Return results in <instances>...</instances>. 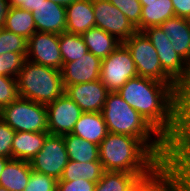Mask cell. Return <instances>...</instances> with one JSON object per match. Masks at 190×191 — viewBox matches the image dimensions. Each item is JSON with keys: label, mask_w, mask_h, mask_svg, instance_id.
I'll list each match as a JSON object with an SVG mask.
<instances>
[{"label": "cell", "mask_w": 190, "mask_h": 191, "mask_svg": "<svg viewBox=\"0 0 190 191\" xmlns=\"http://www.w3.org/2000/svg\"><path fill=\"white\" fill-rule=\"evenodd\" d=\"M175 17L173 2L171 0H156L146 2V6H142L141 20L136 26L137 31L160 26L167 19Z\"/></svg>", "instance_id": "cell-22"}, {"label": "cell", "mask_w": 190, "mask_h": 191, "mask_svg": "<svg viewBox=\"0 0 190 191\" xmlns=\"http://www.w3.org/2000/svg\"><path fill=\"white\" fill-rule=\"evenodd\" d=\"M31 165L28 161L10 159L0 175V186L10 191H23L28 184Z\"/></svg>", "instance_id": "cell-21"}, {"label": "cell", "mask_w": 190, "mask_h": 191, "mask_svg": "<svg viewBox=\"0 0 190 191\" xmlns=\"http://www.w3.org/2000/svg\"><path fill=\"white\" fill-rule=\"evenodd\" d=\"M176 17L190 19V0H171Z\"/></svg>", "instance_id": "cell-37"}, {"label": "cell", "mask_w": 190, "mask_h": 191, "mask_svg": "<svg viewBox=\"0 0 190 191\" xmlns=\"http://www.w3.org/2000/svg\"><path fill=\"white\" fill-rule=\"evenodd\" d=\"M95 27H98L120 42L128 40L137 32L128 18L108 0H93Z\"/></svg>", "instance_id": "cell-11"}, {"label": "cell", "mask_w": 190, "mask_h": 191, "mask_svg": "<svg viewBox=\"0 0 190 191\" xmlns=\"http://www.w3.org/2000/svg\"><path fill=\"white\" fill-rule=\"evenodd\" d=\"M57 181L51 176L32 170L23 191H56Z\"/></svg>", "instance_id": "cell-32"}, {"label": "cell", "mask_w": 190, "mask_h": 191, "mask_svg": "<svg viewBox=\"0 0 190 191\" xmlns=\"http://www.w3.org/2000/svg\"><path fill=\"white\" fill-rule=\"evenodd\" d=\"M101 61L88 51L76 61L63 63L61 77L64 89L69 85L99 80Z\"/></svg>", "instance_id": "cell-15"}, {"label": "cell", "mask_w": 190, "mask_h": 191, "mask_svg": "<svg viewBox=\"0 0 190 191\" xmlns=\"http://www.w3.org/2000/svg\"><path fill=\"white\" fill-rule=\"evenodd\" d=\"M3 63V75L17 78L26 56L22 53L8 52L1 55Z\"/></svg>", "instance_id": "cell-34"}, {"label": "cell", "mask_w": 190, "mask_h": 191, "mask_svg": "<svg viewBox=\"0 0 190 191\" xmlns=\"http://www.w3.org/2000/svg\"><path fill=\"white\" fill-rule=\"evenodd\" d=\"M28 40L16 33L0 29V55L8 52L22 53L27 56Z\"/></svg>", "instance_id": "cell-30"}, {"label": "cell", "mask_w": 190, "mask_h": 191, "mask_svg": "<svg viewBox=\"0 0 190 191\" xmlns=\"http://www.w3.org/2000/svg\"><path fill=\"white\" fill-rule=\"evenodd\" d=\"M18 98L17 78L0 75V110Z\"/></svg>", "instance_id": "cell-31"}, {"label": "cell", "mask_w": 190, "mask_h": 191, "mask_svg": "<svg viewBox=\"0 0 190 191\" xmlns=\"http://www.w3.org/2000/svg\"><path fill=\"white\" fill-rule=\"evenodd\" d=\"M49 132H15L12 142V159L32 160L42 149Z\"/></svg>", "instance_id": "cell-20"}, {"label": "cell", "mask_w": 190, "mask_h": 191, "mask_svg": "<svg viewBox=\"0 0 190 191\" xmlns=\"http://www.w3.org/2000/svg\"><path fill=\"white\" fill-rule=\"evenodd\" d=\"M48 132L51 135L71 134L83 113L81 108L65 93L46 105Z\"/></svg>", "instance_id": "cell-13"}, {"label": "cell", "mask_w": 190, "mask_h": 191, "mask_svg": "<svg viewBox=\"0 0 190 191\" xmlns=\"http://www.w3.org/2000/svg\"><path fill=\"white\" fill-rule=\"evenodd\" d=\"M41 1L42 0H8V4L10 7H19L32 12Z\"/></svg>", "instance_id": "cell-38"}, {"label": "cell", "mask_w": 190, "mask_h": 191, "mask_svg": "<svg viewBox=\"0 0 190 191\" xmlns=\"http://www.w3.org/2000/svg\"><path fill=\"white\" fill-rule=\"evenodd\" d=\"M133 191H190L183 167L173 158L160 161L148 174L139 177Z\"/></svg>", "instance_id": "cell-8"}, {"label": "cell", "mask_w": 190, "mask_h": 191, "mask_svg": "<svg viewBox=\"0 0 190 191\" xmlns=\"http://www.w3.org/2000/svg\"><path fill=\"white\" fill-rule=\"evenodd\" d=\"M9 7L8 0H0V29L4 27Z\"/></svg>", "instance_id": "cell-39"}, {"label": "cell", "mask_w": 190, "mask_h": 191, "mask_svg": "<svg viewBox=\"0 0 190 191\" xmlns=\"http://www.w3.org/2000/svg\"><path fill=\"white\" fill-rule=\"evenodd\" d=\"M87 49L101 60L109 56L122 42L106 31L93 27L82 34Z\"/></svg>", "instance_id": "cell-23"}, {"label": "cell", "mask_w": 190, "mask_h": 191, "mask_svg": "<svg viewBox=\"0 0 190 191\" xmlns=\"http://www.w3.org/2000/svg\"><path fill=\"white\" fill-rule=\"evenodd\" d=\"M96 183L77 178L73 181L58 180L56 191H95Z\"/></svg>", "instance_id": "cell-36"}, {"label": "cell", "mask_w": 190, "mask_h": 191, "mask_svg": "<svg viewBox=\"0 0 190 191\" xmlns=\"http://www.w3.org/2000/svg\"><path fill=\"white\" fill-rule=\"evenodd\" d=\"M3 28L27 40L36 32L32 12L19 7H9Z\"/></svg>", "instance_id": "cell-24"}, {"label": "cell", "mask_w": 190, "mask_h": 191, "mask_svg": "<svg viewBox=\"0 0 190 191\" xmlns=\"http://www.w3.org/2000/svg\"><path fill=\"white\" fill-rule=\"evenodd\" d=\"M0 118L15 132H48L46 105L19 97L0 110Z\"/></svg>", "instance_id": "cell-7"}, {"label": "cell", "mask_w": 190, "mask_h": 191, "mask_svg": "<svg viewBox=\"0 0 190 191\" xmlns=\"http://www.w3.org/2000/svg\"><path fill=\"white\" fill-rule=\"evenodd\" d=\"M136 27L141 20L142 5L139 0H108Z\"/></svg>", "instance_id": "cell-33"}, {"label": "cell", "mask_w": 190, "mask_h": 191, "mask_svg": "<svg viewBox=\"0 0 190 191\" xmlns=\"http://www.w3.org/2000/svg\"><path fill=\"white\" fill-rule=\"evenodd\" d=\"M99 161L105 171L141 177L162 160L141 139L109 132L99 144Z\"/></svg>", "instance_id": "cell-3"}, {"label": "cell", "mask_w": 190, "mask_h": 191, "mask_svg": "<svg viewBox=\"0 0 190 191\" xmlns=\"http://www.w3.org/2000/svg\"><path fill=\"white\" fill-rule=\"evenodd\" d=\"M108 133L102 112H83L71 132L98 146Z\"/></svg>", "instance_id": "cell-19"}, {"label": "cell", "mask_w": 190, "mask_h": 191, "mask_svg": "<svg viewBox=\"0 0 190 191\" xmlns=\"http://www.w3.org/2000/svg\"><path fill=\"white\" fill-rule=\"evenodd\" d=\"M68 159L78 162L99 161V146L73 134L63 135Z\"/></svg>", "instance_id": "cell-25"}, {"label": "cell", "mask_w": 190, "mask_h": 191, "mask_svg": "<svg viewBox=\"0 0 190 191\" xmlns=\"http://www.w3.org/2000/svg\"><path fill=\"white\" fill-rule=\"evenodd\" d=\"M27 45V60L57 70L62 69L59 34L36 31L28 39Z\"/></svg>", "instance_id": "cell-12"}, {"label": "cell", "mask_w": 190, "mask_h": 191, "mask_svg": "<svg viewBox=\"0 0 190 191\" xmlns=\"http://www.w3.org/2000/svg\"><path fill=\"white\" fill-rule=\"evenodd\" d=\"M54 3L60 4L64 7L72 4L73 2L77 1V0H52Z\"/></svg>", "instance_id": "cell-40"}, {"label": "cell", "mask_w": 190, "mask_h": 191, "mask_svg": "<svg viewBox=\"0 0 190 191\" xmlns=\"http://www.w3.org/2000/svg\"><path fill=\"white\" fill-rule=\"evenodd\" d=\"M138 178L135 173L105 171L96 183L95 191H133Z\"/></svg>", "instance_id": "cell-28"}, {"label": "cell", "mask_w": 190, "mask_h": 191, "mask_svg": "<svg viewBox=\"0 0 190 191\" xmlns=\"http://www.w3.org/2000/svg\"><path fill=\"white\" fill-rule=\"evenodd\" d=\"M136 76L135 63L123 43L101 61L99 80L109 92H117L129 79Z\"/></svg>", "instance_id": "cell-9"}, {"label": "cell", "mask_w": 190, "mask_h": 191, "mask_svg": "<svg viewBox=\"0 0 190 191\" xmlns=\"http://www.w3.org/2000/svg\"><path fill=\"white\" fill-rule=\"evenodd\" d=\"M59 48L63 63L76 61L88 52L82 35L68 32L59 34Z\"/></svg>", "instance_id": "cell-29"}, {"label": "cell", "mask_w": 190, "mask_h": 191, "mask_svg": "<svg viewBox=\"0 0 190 191\" xmlns=\"http://www.w3.org/2000/svg\"><path fill=\"white\" fill-rule=\"evenodd\" d=\"M19 97L47 105L65 91L61 70L25 60L17 76Z\"/></svg>", "instance_id": "cell-4"}, {"label": "cell", "mask_w": 190, "mask_h": 191, "mask_svg": "<svg viewBox=\"0 0 190 191\" xmlns=\"http://www.w3.org/2000/svg\"><path fill=\"white\" fill-rule=\"evenodd\" d=\"M104 172L100 161L78 162L69 160L63 169L60 180L73 181L77 178H83L97 183Z\"/></svg>", "instance_id": "cell-26"}, {"label": "cell", "mask_w": 190, "mask_h": 191, "mask_svg": "<svg viewBox=\"0 0 190 191\" xmlns=\"http://www.w3.org/2000/svg\"><path fill=\"white\" fill-rule=\"evenodd\" d=\"M0 191H10V190L6 189V188L3 187V186H0Z\"/></svg>", "instance_id": "cell-44"}, {"label": "cell", "mask_w": 190, "mask_h": 191, "mask_svg": "<svg viewBox=\"0 0 190 191\" xmlns=\"http://www.w3.org/2000/svg\"><path fill=\"white\" fill-rule=\"evenodd\" d=\"M123 44L131 53L138 76L169 84L188 104L190 97L163 71L153 44L143 32L137 31Z\"/></svg>", "instance_id": "cell-5"}, {"label": "cell", "mask_w": 190, "mask_h": 191, "mask_svg": "<svg viewBox=\"0 0 190 191\" xmlns=\"http://www.w3.org/2000/svg\"><path fill=\"white\" fill-rule=\"evenodd\" d=\"M102 114L108 132L141 139L161 160L172 157V146L117 92H109Z\"/></svg>", "instance_id": "cell-2"}, {"label": "cell", "mask_w": 190, "mask_h": 191, "mask_svg": "<svg viewBox=\"0 0 190 191\" xmlns=\"http://www.w3.org/2000/svg\"><path fill=\"white\" fill-rule=\"evenodd\" d=\"M172 157L185 170L190 186V103L187 105L179 140L172 146Z\"/></svg>", "instance_id": "cell-27"}, {"label": "cell", "mask_w": 190, "mask_h": 191, "mask_svg": "<svg viewBox=\"0 0 190 191\" xmlns=\"http://www.w3.org/2000/svg\"><path fill=\"white\" fill-rule=\"evenodd\" d=\"M64 93L71 98L82 112H102L108 89L100 80L69 85Z\"/></svg>", "instance_id": "cell-14"}, {"label": "cell", "mask_w": 190, "mask_h": 191, "mask_svg": "<svg viewBox=\"0 0 190 191\" xmlns=\"http://www.w3.org/2000/svg\"><path fill=\"white\" fill-rule=\"evenodd\" d=\"M142 6H146V2H153L156 0H139Z\"/></svg>", "instance_id": "cell-42"}, {"label": "cell", "mask_w": 190, "mask_h": 191, "mask_svg": "<svg viewBox=\"0 0 190 191\" xmlns=\"http://www.w3.org/2000/svg\"><path fill=\"white\" fill-rule=\"evenodd\" d=\"M10 159L9 158H6V157H0V175H1V172L3 171L6 163L9 161Z\"/></svg>", "instance_id": "cell-41"}, {"label": "cell", "mask_w": 190, "mask_h": 191, "mask_svg": "<svg viewBox=\"0 0 190 191\" xmlns=\"http://www.w3.org/2000/svg\"><path fill=\"white\" fill-rule=\"evenodd\" d=\"M142 32L156 49L163 71L190 97V65L175 52L160 26Z\"/></svg>", "instance_id": "cell-6"}, {"label": "cell", "mask_w": 190, "mask_h": 191, "mask_svg": "<svg viewBox=\"0 0 190 191\" xmlns=\"http://www.w3.org/2000/svg\"><path fill=\"white\" fill-rule=\"evenodd\" d=\"M66 32L82 35L95 27L93 0H77L65 7Z\"/></svg>", "instance_id": "cell-18"}, {"label": "cell", "mask_w": 190, "mask_h": 191, "mask_svg": "<svg viewBox=\"0 0 190 191\" xmlns=\"http://www.w3.org/2000/svg\"><path fill=\"white\" fill-rule=\"evenodd\" d=\"M37 32H66V9L52 0H42L32 11Z\"/></svg>", "instance_id": "cell-16"}, {"label": "cell", "mask_w": 190, "mask_h": 191, "mask_svg": "<svg viewBox=\"0 0 190 191\" xmlns=\"http://www.w3.org/2000/svg\"><path fill=\"white\" fill-rule=\"evenodd\" d=\"M68 153L63 136L49 134L42 149L29 161L31 169L60 180L67 165Z\"/></svg>", "instance_id": "cell-10"}, {"label": "cell", "mask_w": 190, "mask_h": 191, "mask_svg": "<svg viewBox=\"0 0 190 191\" xmlns=\"http://www.w3.org/2000/svg\"><path fill=\"white\" fill-rule=\"evenodd\" d=\"M0 75H3V63H2L1 55H0Z\"/></svg>", "instance_id": "cell-43"}, {"label": "cell", "mask_w": 190, "mask_h": 191, "mask_svg": "<svg viewBox=\"0 0 190 191\" xmlns=\"http://www.w3.org/2000/svg\"><path fill=\"white\" fill-rule=\"evenodd\" d=\"M175 52L190 65V19L173 17L160 25Z\"/></svg>", "instance_id": "cell-17"}, {"label": "cell", "mask_w": 190, "mask_h": 191, "mask_svg": "<svg viewBox=\"0 0 190 191\" xmlns=\"http://www.w3.org/2000/svg\"><path fill=\"white\" fill-rule=\"evenodd\" d=\"M15 131L0 118V157L12 159V142Z\"/></svg>", "instance_id": "cell-35"}, {"label": "cell", "mask_w": 190, "mask_h": 191, "mask_svg": "<svg viewBox=\"0 0 190 191\" xmlns=\"http://www.w3.org/2000/svg\"><path fill=\"white\" fill-rule=\"evenodd\" d=\"M117 94L171 146L179 140L188 103L169 84L136 76L129 79Z\"/></svg>", "instance_id": "cell-1"}]
</instances>
